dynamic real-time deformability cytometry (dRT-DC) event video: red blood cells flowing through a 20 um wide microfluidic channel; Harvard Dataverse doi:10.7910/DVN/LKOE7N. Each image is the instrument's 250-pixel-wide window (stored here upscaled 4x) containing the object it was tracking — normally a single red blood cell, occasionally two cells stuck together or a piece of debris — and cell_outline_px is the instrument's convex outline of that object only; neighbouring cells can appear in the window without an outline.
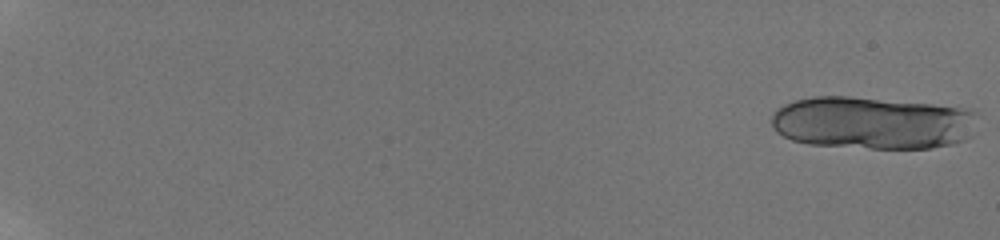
{"species": "human", "species_latin": "Homo sapiens", "temperature_condition": "room temperature", "stored_images_in_passage": 22, "camera_frame_rate_fps": 3000, "um_per_image_px": 0.085, "donor": {"sex": "male"}, "frame": {"image": 1, "passage_image": 1, "time_ms": 0.0, "image_size_px": [1000, 240], "cell_outline_px": [[976, 112], [972, 136], [964, 140], [952, 144], [932, 148], [872, 148], [808, 144], [792, 140], [776, 132], [772, 124], [772, 112], [776, 108], [784, 104], [796, 100], [812, 96], [848, 96], [932, 104], [972, 108]], "centroid_in_image_um": [74.16, 10.43], "position_along_channel_um": 10.8, "area_um2": 63.52}}